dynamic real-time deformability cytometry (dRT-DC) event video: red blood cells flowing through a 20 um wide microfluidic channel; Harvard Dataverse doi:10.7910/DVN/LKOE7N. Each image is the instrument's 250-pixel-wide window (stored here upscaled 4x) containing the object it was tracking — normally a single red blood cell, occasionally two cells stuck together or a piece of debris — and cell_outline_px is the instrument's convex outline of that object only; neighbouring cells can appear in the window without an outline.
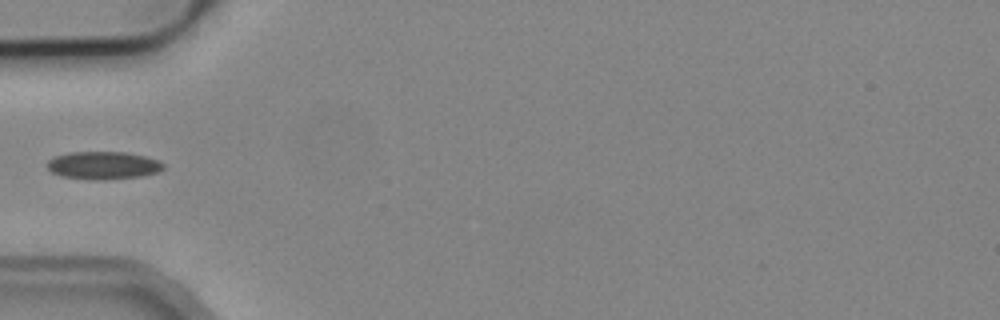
{"species": "common noctule bat (a hibernating species)", "species_latin": "Nyctalus noctula", "temperature_condition": "cold", "stored_images_in_passage": 3, "camera_frame_rate_fps": 3000, "um_per_image_px": 0.085, "animal": {"sex": "male", "body_mass_g": 19.2, "forearm_length_mm": 51.8}, "frame": {"image": 1, "passage_image": 3, "time_ms": 3.0, "image_size_px": [1000, 320], "cell_outline_px": [[164, 168], [156, 172], [140, 176], [100, 180], [88, 180], [60, 176], [52, 172], [48, 168], [48, 160], [52, 156], [68, 152], [124, 152], [144, 156], [156, 160], [164, 164]], "centroid_in_image_um": [8.71, 14.05], "position_along_channel_um": 76.3, "area_um2": 18.79}}